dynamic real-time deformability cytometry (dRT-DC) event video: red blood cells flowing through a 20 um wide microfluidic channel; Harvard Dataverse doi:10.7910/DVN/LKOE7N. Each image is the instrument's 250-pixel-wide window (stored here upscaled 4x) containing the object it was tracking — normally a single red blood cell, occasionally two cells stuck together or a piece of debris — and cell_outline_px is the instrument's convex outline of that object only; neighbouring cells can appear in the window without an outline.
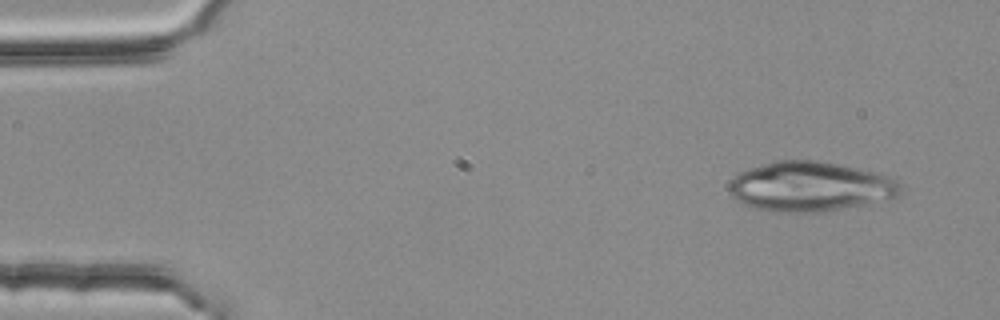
{"species": "common noctule bat (a hibernating species)", "species_latin": "Nyctalus noctula", "temperature_condition": "room temperature", "stored_images_in_passage": 3, "camera_frame_rate_fps": 3000, "um_per_image_px": 0.085, "animal": {"sex": "female", "body_mass_g": 25.1}, "frame": {"image": 1, "passage_image": 1, "time_ms": 0.0, "image_size_px": [1000, 320], "cell_outline_px": [[900, 192], [896, 200], [824, 212], [776, 212], [756, 208], [744, 204], [736, 200], [732, 196], [728, 188], [728, 184], [740, 172], [748, 168], [776, 160], [812, 160], [836, 164], [876, 172], [888, 176], [896, 180], [900, 184]], "centroid_in_image_um": [68.91, 15.88], "position_along_channel_um": 16.1, "area_um2": 50.17}}